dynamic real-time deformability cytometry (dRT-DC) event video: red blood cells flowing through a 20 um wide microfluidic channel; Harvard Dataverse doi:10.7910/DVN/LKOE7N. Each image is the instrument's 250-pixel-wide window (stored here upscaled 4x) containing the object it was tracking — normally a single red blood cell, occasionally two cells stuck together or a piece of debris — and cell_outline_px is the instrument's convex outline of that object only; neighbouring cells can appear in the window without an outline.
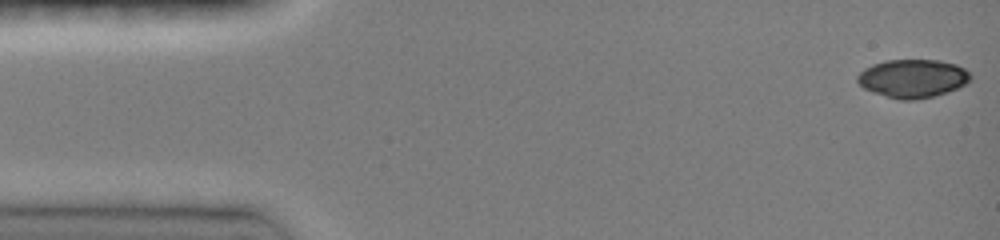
{"species": "common noctule bat (a hibernating species)", "species_latin": "Nyctalus noctula", "temperature_condition": "room temperature", "stored_images_in_passage": 7, "camera_frame_rate_fps": 3000, "um_per_image_px": 0.085, "animal": {"sex": "female", "body_mass_g": 19.0, "forearm_length_mm": 51.5}, "frame": {"image": 1, "passage_image": 1, "time_ms": 0.0, "image_size_px": [1000, 240], "cell_outline_px": [[972, 76], [964, 84], [956, 88], [932, 96], [912, 100], [900, 100], [872, 92], [864, 88], [856, 80], [856, 76], [864, 68], [872, 64], [884, 60], [940, 60], [956, 64], [964, 68]], "centroid_in_image_um": [77.53, 6.65], "position_along_channel_um": 7.5, "area_um2": 25.09}}
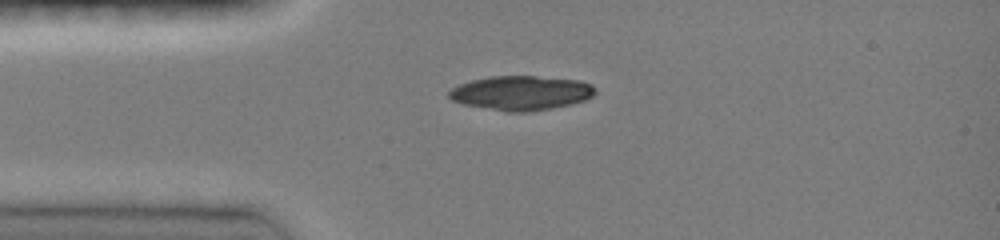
{"frame": {"image": 2, "passage_image": 6, "time_ms": 3.333, "image_size_px": [1000, 240], "cell_outline_px": [[596, 92], [592, 96], [584, 100], [572, 104], [552, 108], [524, 112], [508, 112], [464, 104], [452, 100], [448, 96], [448, 92], [452, 88], [460, 84], [472, 80], [488, 76], [536, 76], [580, 80], [592, 84], [596, 88]], "centroid_in_image_um": [44.32, 7.89], "position_along_channel_um": 40.7, "area_um2": 29.3}}